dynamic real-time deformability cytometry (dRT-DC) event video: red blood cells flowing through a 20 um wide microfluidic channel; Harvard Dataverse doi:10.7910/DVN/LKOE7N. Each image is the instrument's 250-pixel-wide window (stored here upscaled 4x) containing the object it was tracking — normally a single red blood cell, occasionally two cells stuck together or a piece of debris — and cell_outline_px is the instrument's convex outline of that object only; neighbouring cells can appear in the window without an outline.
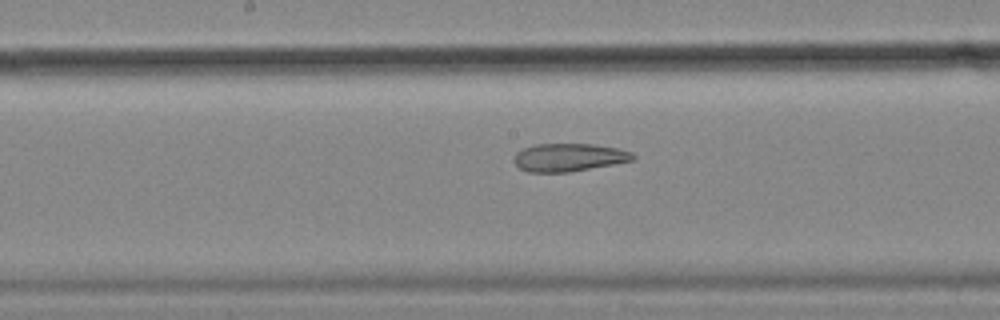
{"species": "common noctule bat (a hibernating species)", "species_latin": "Nyctalus noctula", "temperature_condition": "cold", "stored_images_in_passage": 34, "camera_frame_rate_fps": 3000, "um_per_image_px": 0.085, "animal": {"sex": "female", "body_mass_g": 18.4}, "frame": {"image": 1, "passage_image": 25, "time_ms": 8.0, "image_size_px": [1000, 320], "cell_outline_px": [[636, 156], [632, 160], [612, 164], [568, 172], [528, 172], [520, 168], [512, 160], [516, 152], [524, 148], [536, 144], [592, 144], [616, 148], [632, 152]], "centroid_in_image_um": [48.31, 13.37], "position_along_channel_um": 199.9, "area_um2": 19.19}}